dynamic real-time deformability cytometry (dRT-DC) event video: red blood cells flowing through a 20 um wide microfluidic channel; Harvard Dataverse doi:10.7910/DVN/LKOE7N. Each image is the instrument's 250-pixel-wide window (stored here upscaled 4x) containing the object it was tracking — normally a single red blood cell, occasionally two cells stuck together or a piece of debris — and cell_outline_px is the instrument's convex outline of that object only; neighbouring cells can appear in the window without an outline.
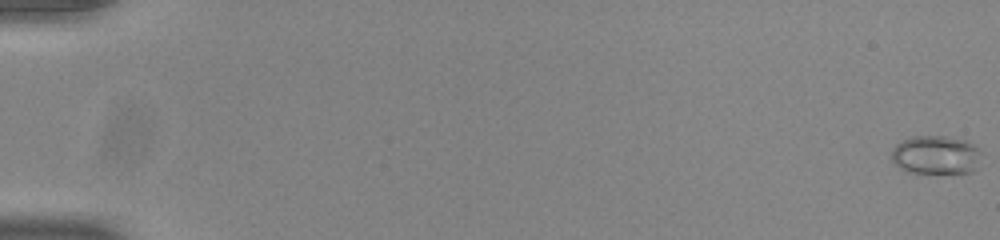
{"species": "common noctule bat (a hibernating species)", "species_latin": "Nyctalus noctula", "temperature_condition": "room temperature", "stored_images_in_passage": 51, "camera_frame_rate_fps": 3000, "um_per_image_px": 0.085, "animal": {"sex": "male", "body_mass_g": 20.0, "forearm_length_mm": 53.3}, "frame": {"image": 1, "passage_image": 1, "time_ms": 0.0, "image_size_px": [1000, 240], "cell_outline_px": [[980, 152], [976, 168], [972, 172], [908, 172], [900, 168], [892, 160], [892, 148], [900, 140], [912, 136], [944, 136], [968, 140]], "centroid_in_image_um": [79.51, 13.14], "position_along_channel_um": 5.5, "area_um2": 20.06}}
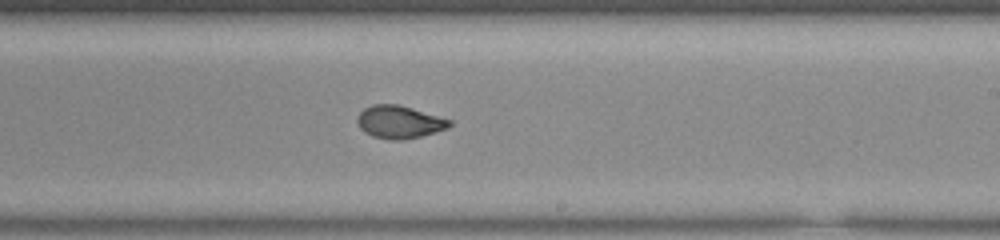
{"frame": {"image": 2, "passage_image": 35, "time_ms": 11.333, "image_size_px": [1000, 240], "cell_outline_px": [[452, 124], [448, 128], [436, 132], [404, 140], [392, 140], [372, 136], [364, 132], [360, 128], [356, 120], [360, 112], [364, 108], [372, 104], [400, 104], [452, 120]], "centroid_in_image_um": [33.94, 10.36], "position_along_channel_um": 255.1, "area_um2": 17.74}}
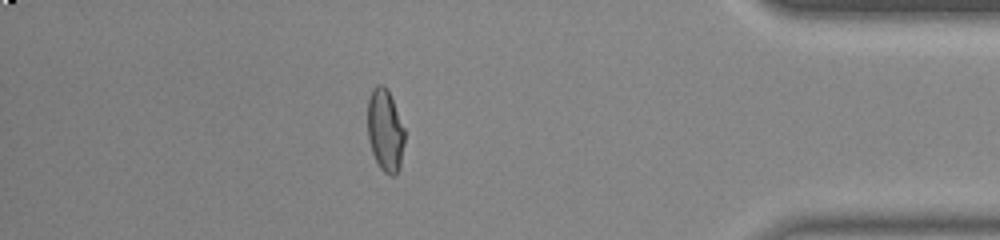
{"frame": {"image": 3, "passage_image": 49, "time_ms": 16.0, "image_size_px": [1000, 240], "cell_outline_px": [[404, 144], [400, 168], [396, 176], [388, 176], [380, 168], [372, 152], [368, 136], [368, 100], [372, 88], [376, 84], [384, 84], [388, 88], [404, 128]], "centroid_in_image_um": [32.74, 11.08], "position_along_channel_um": 402.5, "area_um2": 17.98}}